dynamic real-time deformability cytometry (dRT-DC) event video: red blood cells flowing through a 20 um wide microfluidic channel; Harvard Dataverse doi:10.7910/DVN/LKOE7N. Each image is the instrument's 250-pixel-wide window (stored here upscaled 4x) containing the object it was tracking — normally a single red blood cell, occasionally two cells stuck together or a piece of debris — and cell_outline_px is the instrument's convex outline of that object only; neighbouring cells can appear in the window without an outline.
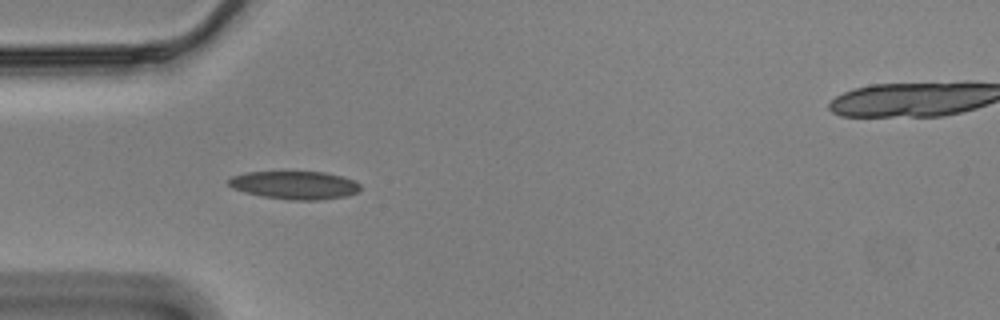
{"species": "Egyptian fruit bat (a non-hibernating species)", "species_latin": "Rousettus aegyptiacus", "temperature_condition": "cold", "stored_images_in_passage": 15, "camera_frame_rate_fps": 3000, "um_per_image_px": 0.085, "animal": {"sex": "male"}, "frame": {"image": 1, "passage_image": 5, "time_ms": 1.333, "image_size_px": [1000, 320], "cell_outline_px": [[360, 188], [356, 192], [348, 196], [320, 200], [288, 200], [260, 196], [244, 192], [232, 188], [228, 184], [228, 180], [232, 176], [244, 172], [284, 168], [324, 172], [344, 176], [360, 184]], "centroid_in_image_um": [24.99, 15.68], "position_along_channel_um": 60.0, "area_um2": 22.89}}
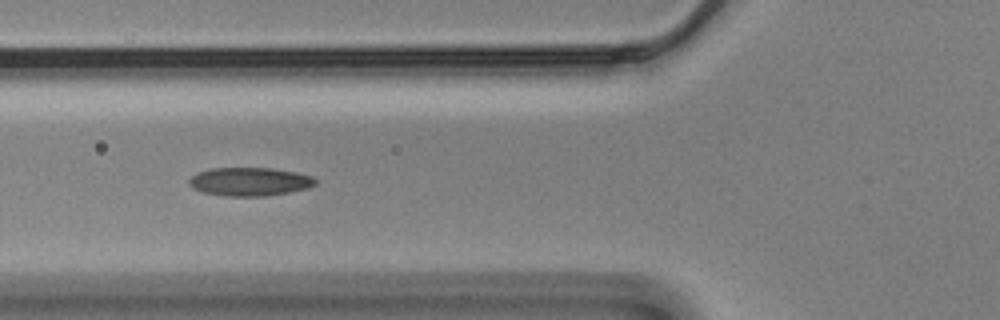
{"frame": {"image": 2, "passage_image": 9, "time_ms": 2.667, "image_size_px": [1000, 320], "cell_outline_px": [[316, 184], [308, 188], [288, 192], [264, 196], [228, 196], [204, 192], [192, 188], [188, 184], [188, 180], [196, 172], [212, 168], [272, 168], [296, 172], [312, 176], [316, 180]], "centroid_in_image_um": [21.21, 15.43], "position_along_channel_um": 104.6, "area_um2": 20.92}}
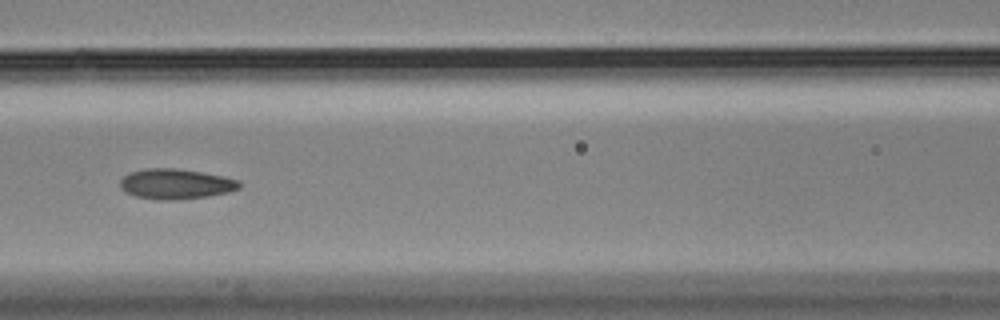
{"frame": {"image": 3, "passage_image": 13, "time_ms": 4.0, "image_size_px": [1000, 320], "cell_outline_px": [[240, 188], [228, 192], [208, 196], [176, 200], [136, 196], [128, 192], [120, 184], [120, 180], [124, 176], [132, 172], [144, 168], [176, 168], [224, 176], [240, 180]], "centroid_in_image_um": [15.0, 15.62], "position_along_channel_um": 151.6, "area_um2": 20.58}}